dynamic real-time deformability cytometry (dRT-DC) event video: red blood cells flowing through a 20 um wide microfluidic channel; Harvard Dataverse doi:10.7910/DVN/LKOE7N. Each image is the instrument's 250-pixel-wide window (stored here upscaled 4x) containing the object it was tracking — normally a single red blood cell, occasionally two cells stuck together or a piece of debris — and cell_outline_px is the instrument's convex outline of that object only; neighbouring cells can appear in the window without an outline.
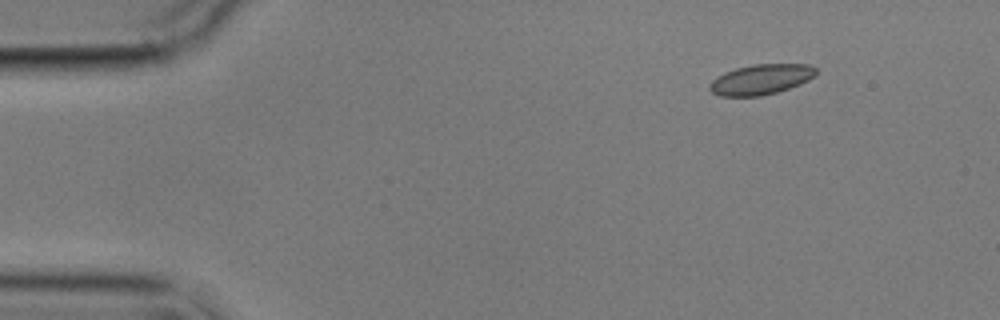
{"species": "common noctule bat (a hibernating species)", "species_latin": "Nyctalus noctula", "temperature_condition": "cold", "stored_images_in_passage": 4, "camera_frame_rate_fps": 3000, "um_per_image_px": 0.085, "animal": {"sex": "male", "body_mass_g": 17.9}, "frame": {"image": 1, "passage_image": 1, "time_ms": 0.0, "image_size_px": [1000, 320], "cell_outline_px": [[816, 76], [800, 84], [776, 92], [760, 96], [720, 96], [712, 92], [708, 88], [708, 84], [712, 80], [724, 72], [736, 68], [752, 64], [812, 64], [816, 68]], "centroid_in_image_um": [64.68, 6.74], "position_along_channel_um": 20.3, "area_um2": 18.84}}
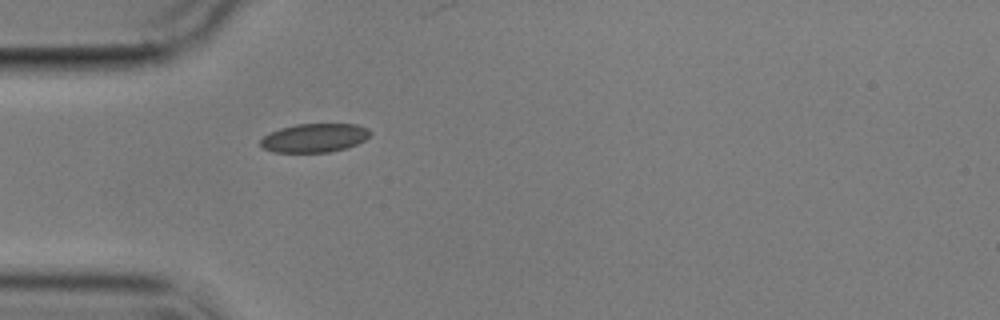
{"frame": {"image": 2, "passage_image": 4, "time_ms": 3.333, "image_size_px": [1000, 320], "cell_outline_px": [[372, 132], [364, 140], [348, 148], [328, 152], [272, 152], [264, 148], [260, 144], [260, 140], [264, 136], [280, 128], [296, 124], [356, 124], [368, 128]], "centroid_in_image_um": [26.74, 11.72], "position_along_channel_um": 58.3, "area_um2": 18.32}}